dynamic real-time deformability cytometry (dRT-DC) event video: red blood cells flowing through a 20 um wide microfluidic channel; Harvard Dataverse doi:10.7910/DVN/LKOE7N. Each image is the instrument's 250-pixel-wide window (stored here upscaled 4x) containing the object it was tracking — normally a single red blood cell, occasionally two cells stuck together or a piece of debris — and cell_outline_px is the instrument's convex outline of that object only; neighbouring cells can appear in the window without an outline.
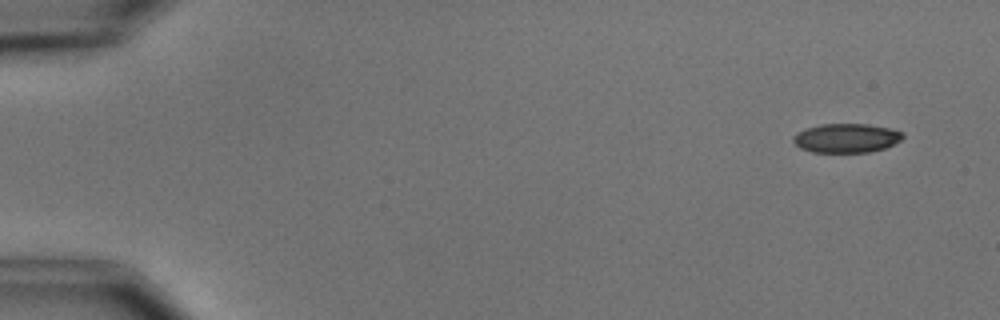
{"species": "common noctule bat (a hibernating species)", "species_latin": "Nyctalus noctula", "temperature_condition": "cold", "stored_images_in_passage": 8, "camera_frame_rate_fps": 3000, "um_per_image_px": 0.085, "animal": {"sex": "male", "body_mass_g": 15.6}, "frame": {"image": 1, "passage_image": 1, "time_ms": 0.0, "image_size_px": [1000, 320], "cell_outline_px": [[904, 136], [900, 140], [884, 148], [868, 152], [812, 152], [800, 148], [792, 140], [792, 136], [796, 132], [820, 124], [868, 124], [888, 128], [904, 132]], "centroid_in_image_um": [71.91, 11.73], "position_along_channel_um": 13.1, "area_um2": 18.5}}
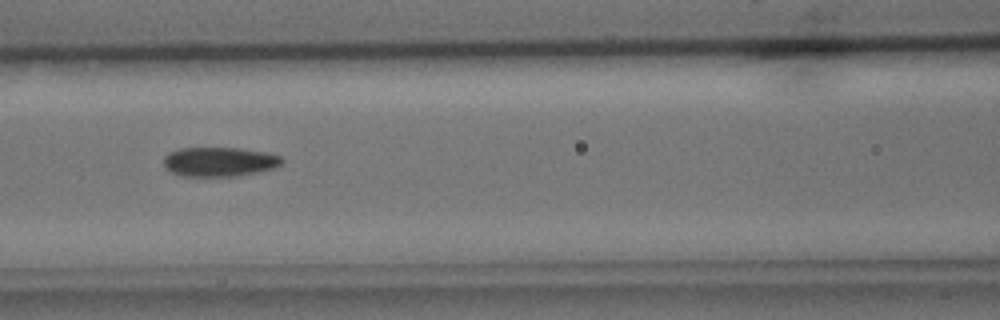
{"frame": {"image": 2, "passage_image": 7, "time_ms": 7.0, "image_size_px": [1000, 320], "cell_outline_px": [[284, 160], [276, 168], [236, 176], [184, 176], [172, 172], [164, 164], [164, 156], [168, 152], [180, 148], [240, 148], [264, 152], [280, 156]], "centroid_in_image_um": [18.65, 13.74], "position_along_channel_um": 147.9, "area_um2": 20.11}}
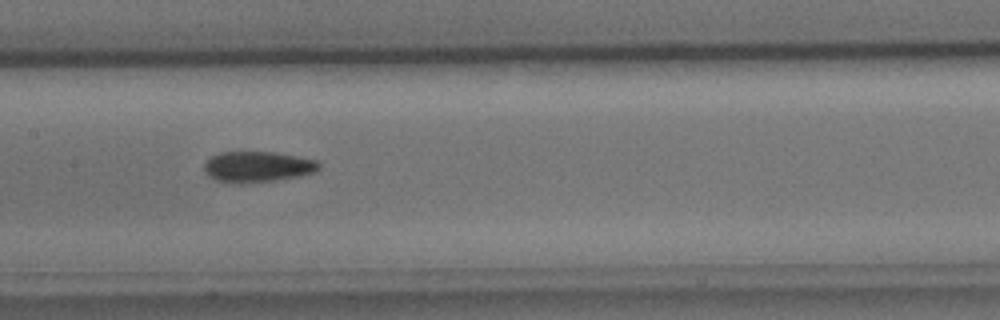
{"frame": {"image": 3, "passage_image": 8, "time_ms": 8.0, "image_size_px": [1000, 320], "cell_outline_px": [[320, 168], [316, 172], [300, 176], [276, 180], [240, 184], [236, 184], [216, 180], [204, 168], [204, 164], [212, 156], [220, 152], [272, 152], [296, 156], [316, 160], [320, 164]], "centroid_in_image_um": [21.93, 14.18], "position_along_channel_um": 185.5, "area_um2": 20.46}}